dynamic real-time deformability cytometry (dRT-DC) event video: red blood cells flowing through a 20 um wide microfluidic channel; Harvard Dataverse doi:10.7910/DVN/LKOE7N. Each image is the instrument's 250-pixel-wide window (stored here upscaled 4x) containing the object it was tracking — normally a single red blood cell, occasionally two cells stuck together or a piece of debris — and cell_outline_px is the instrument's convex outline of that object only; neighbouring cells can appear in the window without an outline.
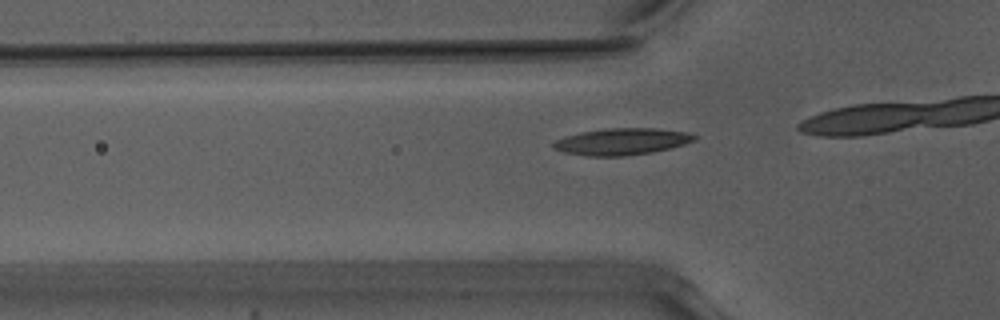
{"species": "Egyptian fruit bat (a non-hibernating species)", "species_latin": "Rousettus aegyptiacus", "temperature_condition": "warm", "stored_images_in_passage": 8, "camera_frame_rate_fps": 3000, "um_per_image_px": 0.085, "animal": {"sex": "male"}, "frame": {"image": 1, "passage_image": 5, "time_ms": 1.333, "image_size_px": [1000, 320], "cell_outline_px": [[696, 140], [684, 144], [652, 152], [624, 156], [588, 156], [564, 152], [552, 148], [552, 144], [556, 140], [564, 136], [580, 132], [608, 128], [656, 128], [688, 132], [696, 136]], "centroid_in_image_um": [52.83, 12.03], "position_along_channel_um": 73.0, "area_um2": 21.91}}